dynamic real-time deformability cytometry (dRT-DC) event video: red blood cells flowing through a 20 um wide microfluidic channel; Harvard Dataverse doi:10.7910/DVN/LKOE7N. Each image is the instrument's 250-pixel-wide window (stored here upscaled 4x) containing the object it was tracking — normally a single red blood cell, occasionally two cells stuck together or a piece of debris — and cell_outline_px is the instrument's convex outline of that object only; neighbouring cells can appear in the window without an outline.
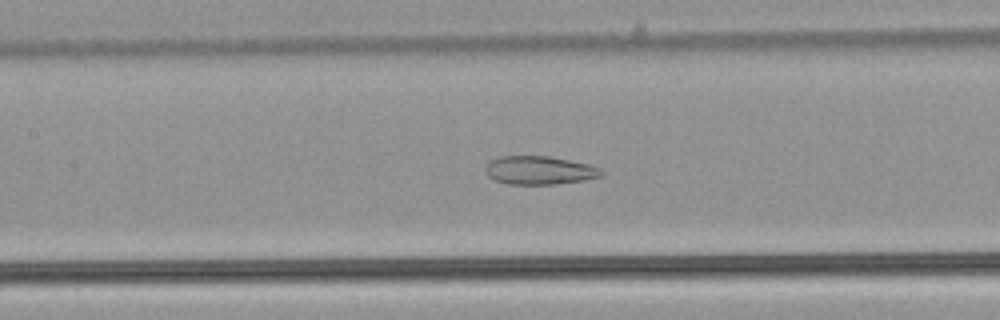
{"species": "common noctule bat (a hibernating species)", "species_latin": "Nyctalus noctula", "temperature_condition": "warm", "stored_images_in_passage": 41, "camera_frame_rate_fps": 3000, "um_per_image_px": 0.085, "animal": {"sex": "male", "body_mass_g": 21.5, "forearm_length_mm": 52.0}, "frame": {"image": 1, "passage_image": 20, "time_ms": 6.333, "image_size_px": [1000, 320], "cell_outline_px": [[604, 176], [584, 180], [556, 184], [508, 184], [492, 180], [484, 172], [484, 168], [492, 160], [500, 156], [548, 156], [588, 164], [600, 168], [604, 172]], "centroid_in_image_um": [45.84, 14.48], "position_along_channel_um": 161.6, "area_um2": 19.31}}
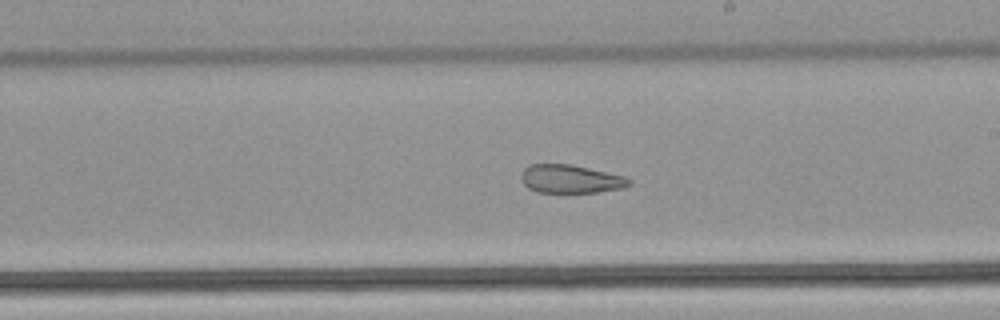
{"frame": {"image": 2, "passage_image": 26, "time_ms": 8.333, "image_size_px": [1000, 320], "cell_outline_px": [[632, 184], [620, 188], [596, 192], [560, 196], [536, 192], [528, 188], [524, 184], [520, 176], [524, 168], [532, 164], [568, 164], [588, 168], [624, 176], [632, 180]], "centroid_in_image_um": [48.45, 15.27], "position_along_channel_um": 240.5, "area_um2": 18.5}}
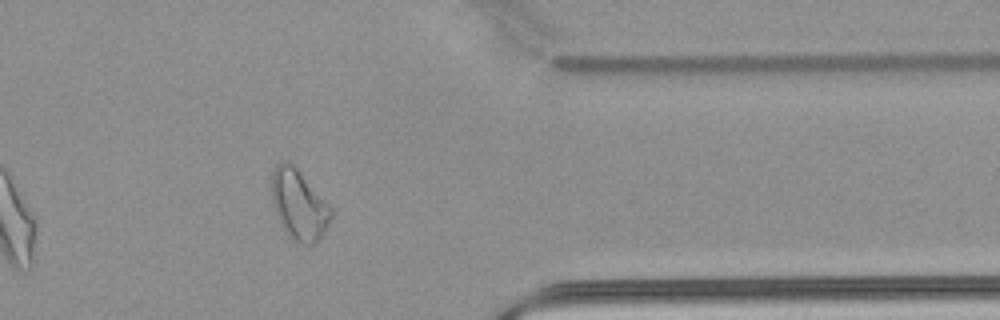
{"frame": {"image": 3, "passage_image": 38, "time_ms": 12.333, "image_size_px": [1000, 320], "cell_outline_px": [[332, 216], [320, 236], [312, 244], [300, 244], [292, 240], [288, 236], [276, 212], [272, 200], [272, 172], [276, 164], [280, 160], [288, 160], [296, 168], [332, 208]], "centroid_in_image_um": [25.38, 17.38], "position_along_channel_um": 386.0, "area_um2": 23.7}, "authors_computed_cell_mechanics": {"area_um2": 21.7906, "velocity_mm_per_s": 3.9595, "shape_relaxation_time_tau1_ms": null, "shape_relaxation_time_tau2_ms": 2.2979, "deformation_change_tau1": null, "deformation_change_tau2": 0.101}}